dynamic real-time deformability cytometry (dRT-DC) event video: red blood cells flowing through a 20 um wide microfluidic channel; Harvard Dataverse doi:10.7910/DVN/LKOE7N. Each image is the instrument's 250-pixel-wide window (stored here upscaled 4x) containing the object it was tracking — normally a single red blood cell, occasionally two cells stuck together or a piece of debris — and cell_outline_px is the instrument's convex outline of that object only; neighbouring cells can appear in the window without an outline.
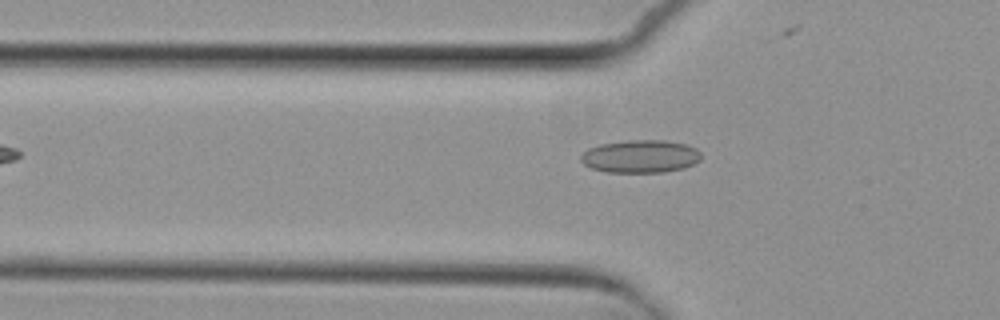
{"species": "common noctule bat (a hibernating species)", "species_latin": "Nyctalus noctula", "temperature_condition": "cold", "stored_images_in_passage": 3, "camera_frame_rate_fps": 3000, "um_per_image_px": 0.085, "animal": {"sex": "female", "body_mass_g": 29.2, "forearm_length_mm": 56.3}, "frame": {"image": 1, "passage_image": 3, "time_ms": 3.0, "image_size_px": [1000, 320], "cell_outline_px": [[700, 160], [684, 168], [664, 172], [608, 172], [592, 168], [584, 164], [580, 160], [580, 156], [588, 148], [600, 144], [628, 140], [664, 140], [688, 144], [696, 148], [700, 152]], "centroid_in_image_um": [54.44, 13.28], "position_along_channel_um": 71.4, "area_um2": 23.06}}